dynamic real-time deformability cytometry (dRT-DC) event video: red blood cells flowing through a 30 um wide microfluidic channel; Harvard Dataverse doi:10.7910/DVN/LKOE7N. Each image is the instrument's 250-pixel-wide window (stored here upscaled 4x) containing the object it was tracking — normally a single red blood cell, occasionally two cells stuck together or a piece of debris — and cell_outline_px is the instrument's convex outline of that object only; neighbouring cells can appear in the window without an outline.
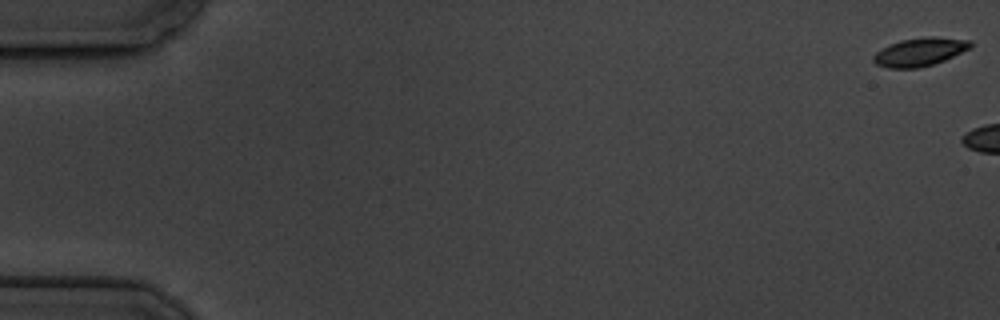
{"species": "common noctule bat (a hibernating species)", "species_latin": "Nyctalus noctula", "temperature_condition": "cold", "stored_images_in_passage": 2, "camera_frame_rate_fps": 3000, "um_per_image_px": 0.085, "animal": {"sex": "male", "body_mass_g": 19.5, "forearm_length_mm": 54.6}, "frame": {"image": 1, "passage_image": 1, "time_ms": 0.0, "image_size_px": [1000, 320], "cell_outline_px": [[972, 48], [944, 60], [920, 68], [888, 68], [876, 64], [872, 60], [872, 56], [876, 52], [900, 40], [928, 36], [932, 36], [972, 40]], "centroid_in_image_um": [78.21, 4.41], "position_along_channel_um": 6.8, "area_um2": 16.01}}